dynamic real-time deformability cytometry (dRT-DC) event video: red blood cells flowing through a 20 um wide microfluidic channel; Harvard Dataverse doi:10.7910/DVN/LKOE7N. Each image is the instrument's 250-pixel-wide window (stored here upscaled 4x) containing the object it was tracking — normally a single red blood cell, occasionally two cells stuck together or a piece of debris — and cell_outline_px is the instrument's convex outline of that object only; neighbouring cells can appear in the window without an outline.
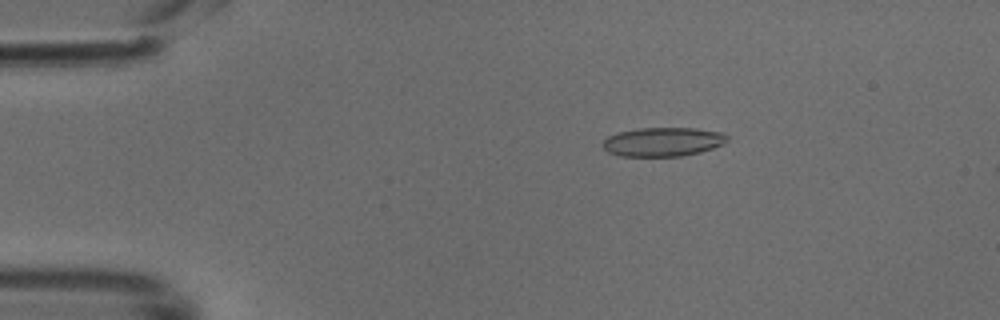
{"species": "common noctule bat (a hibernating species)", "species_latin": "Nyctalus noctula", "temperature_condition": "cold", "stored_images_in_passage": 41, "camera_frame_rate_fps": 3000, "um_per_image_px": 0.085, "animal": {"sex": "male", "body_mass_g": 18.8}, "frame": {"image": 1, "passage_image": 1, "time_ms": 0.0, "image_size_px": [1000, 320], "cell_outline_px": [[728, 140], [712, 148], [700, 152], [680, 156], [620, 156], [608, 152], [600, 144], [608, 136], [620, 132], [640, 128], [696, 128], [724, 132], [728, 136]], "centroid_in_image_um": [56.34, 12.05], "position_along_channel_um": 28.7, "area_um2": 20.98}}
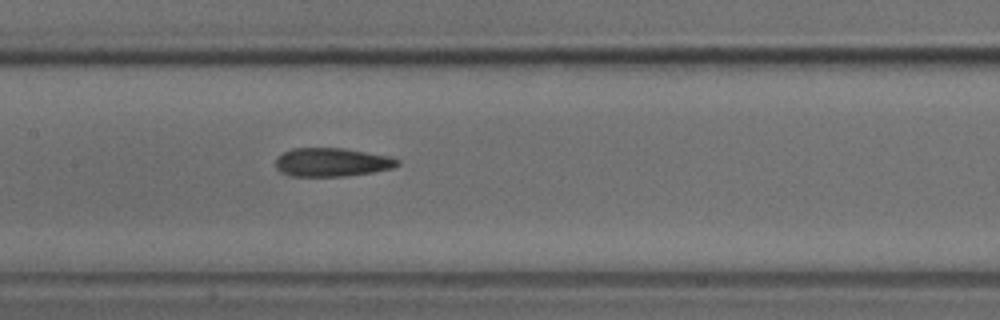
{"frame": {"image": 2, "passage_image": 16, "time_ms": 5.0, "image_size_px": [1000, 320], "cell_outline_px": [[400, 164], [392, 168], [372, 172], [344, 176], [292, 176], [280, 172], [276, 168], [276, 156], [292, 148], [344, 148], [392, 156], [400, 160]], "centroid_in_image_um": [28.22, 13.78], "position_along_channel_um": 179.2, "area_um2": 20.46}}
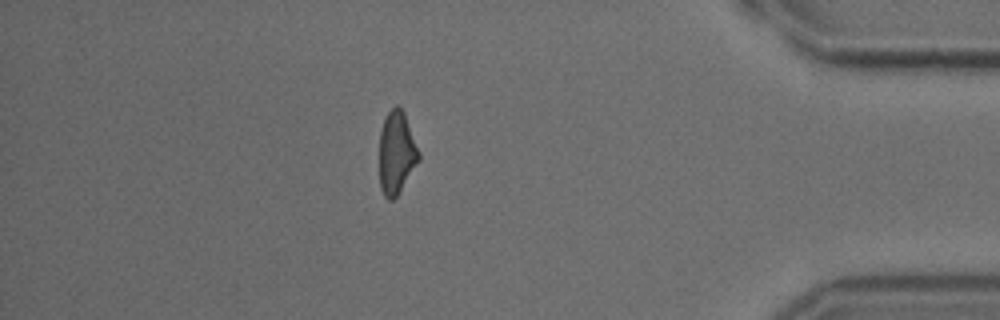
{"frame": {"image": 3, "passage_image": 35, "time_ms": 11.333, "image_size_px": [1000, 320], "cell_outline_px": [[420, 160], [396, 196], [392, 200], [388, 200], [384, 196], [380, 188], [380, 128], [388, 112], [396, 104], [404, 112], [420, 152]], "centroid_in_image_um": [33.71, 12.98], "position_along_channel_um": 401.5, "area_um2": 18.96}}